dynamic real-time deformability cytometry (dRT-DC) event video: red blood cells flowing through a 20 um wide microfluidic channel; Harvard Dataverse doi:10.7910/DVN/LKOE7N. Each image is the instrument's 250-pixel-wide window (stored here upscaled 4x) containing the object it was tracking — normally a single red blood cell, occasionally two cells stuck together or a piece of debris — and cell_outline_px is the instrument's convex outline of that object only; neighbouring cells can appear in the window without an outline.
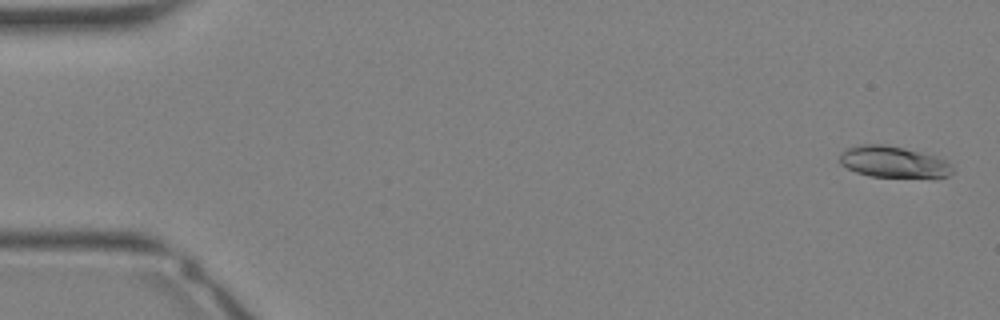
{"species": "Egyptian fruit bat (a non-hibernating species)", "species_latin": "Rousettus aegyptiacus", "temperature_condition": "warm", "stored_images_in_passage": 11, "camera_frame_rate_fps": 3000, "um_per_image_px": 0.085, "animal": {"sex": "female"}, "frame": {"image": 1, "passage_image": 1, "time_ms": 0.0, "image_size_px": [1000, 320], "cell_outline_px": [[952, 172], [948, 176], [940, 180], [936, 180], [872, 176], [856, 172], [840, 164], [840, 152], [848, 148], [860, 144], [884, 144], [904, 148], [920, 152], [944, 160], [952, 168]], "centroid_in_image_um": [75.97, 13.81], "position_along_channel_um": 9.0, "area_um2": 21.1}}